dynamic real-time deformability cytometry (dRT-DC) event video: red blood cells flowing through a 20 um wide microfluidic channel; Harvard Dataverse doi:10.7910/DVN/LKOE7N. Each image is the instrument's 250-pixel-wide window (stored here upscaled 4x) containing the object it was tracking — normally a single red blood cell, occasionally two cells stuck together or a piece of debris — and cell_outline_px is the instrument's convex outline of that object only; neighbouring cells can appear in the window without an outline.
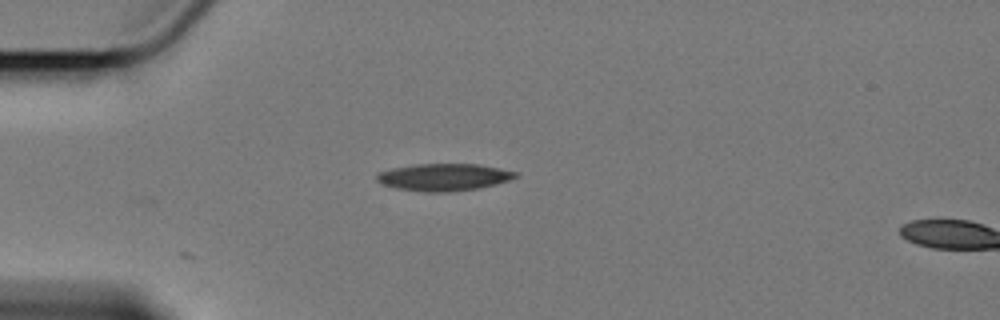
{"species": "Egyptian fruit bat (a non-hibernating species)", "species_latin": "Rousettus aegyptiacus", "temperature_condition": "cold", "stored_images_in_passage": 3, "camera_frame_rate_fps": 3000, "um_per_image_px": 0.085, "animal": {"sex": "female"}, "frame": {"image": 1, "passage_image": 1, "time_ms": 0.0, "image_size_px": [1000, 320], "cell_outline_px": [[516, 176], [508, 180], [496, 184], [480, 188], [448, 192], [424, 192], [396, 188], [384, 184], [376, 180], [376, 176], [380, 172], [392, 168], [416, 164], [476, 164], [516, 172]], "centroid_in_image_um": [37.69, 15.06], "position_along_channel_um": 47.3, "area_um2": 21.68}}